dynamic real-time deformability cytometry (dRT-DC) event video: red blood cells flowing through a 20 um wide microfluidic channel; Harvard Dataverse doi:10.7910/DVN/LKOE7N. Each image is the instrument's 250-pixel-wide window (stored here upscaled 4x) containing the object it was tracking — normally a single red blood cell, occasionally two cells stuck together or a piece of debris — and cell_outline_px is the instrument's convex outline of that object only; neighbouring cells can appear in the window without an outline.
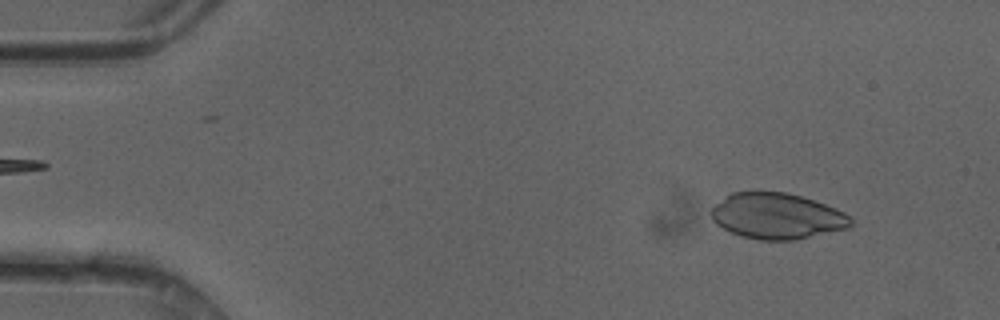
{"species": "common noctule bat (a hibernating species)", "species_latin": "Nyctalus noctula", "temperature_condition": "cold", "stored_images_in_passage": 47, "camera_frame_rate_fps": 3000, "um_per_image_px": 0.085, "animal": {"sex": "female"}, "frame": {"image": 1, "passage_image": 4, "time_ms": 1.0, "image_size_px": [1000, 320], "cell_outline_px": [[852, 224], [848, 228], [792, 240], [760, 240], [744, 236], [732, 232], [716, 224], [712, 220], [708, 212], [716, 204], [732, 192], [784, 192], [800, 196], [824, 204], [844, 212], [852, 216]], "centroid_in_image_um": [66.03, 18.36], "position_along_channel_um": 19.0, "area_um2": 36.93}}
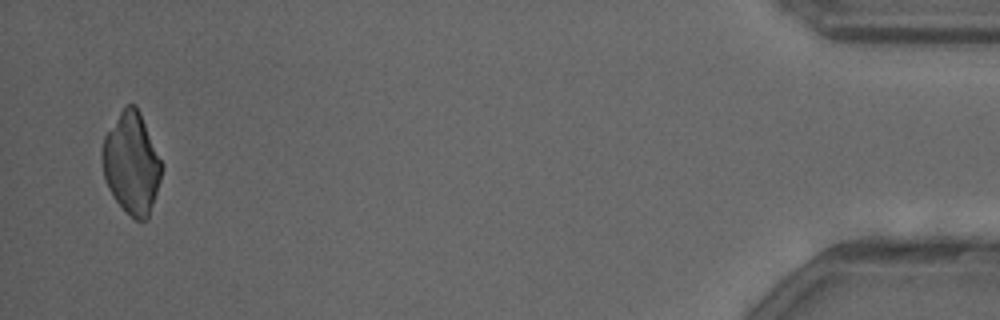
{"frame": {"image": 2, "passage_image": 46, "time_ms": 15.0, "image_size_px": [1000, 320], "cell_outline_px": [[164, 168], [148, 220], [136, 220], [116, 200], [108, 188], [104, 176], [100, 160], [100, 152], [104, 136], [120, 112], [128, 104], [136, 104], [140, 112], [164, 164]], "centroid_in_image_um": [11.19, 13.86], "position_along_channel_um": 424.0, "area_um2": 35.37}}